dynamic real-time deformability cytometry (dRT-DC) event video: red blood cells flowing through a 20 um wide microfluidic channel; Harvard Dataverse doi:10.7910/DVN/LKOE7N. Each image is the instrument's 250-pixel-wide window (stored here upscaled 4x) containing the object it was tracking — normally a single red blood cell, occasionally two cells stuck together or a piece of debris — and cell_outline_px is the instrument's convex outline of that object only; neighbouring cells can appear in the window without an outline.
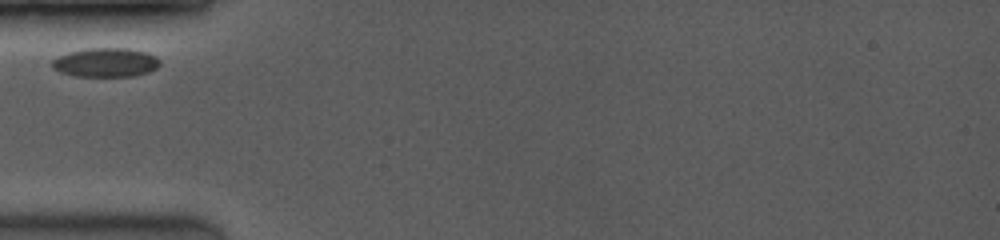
{"species": "common noctule bat (a hibernating species)", "species_latin": "Nyctalus noctula", "temperature_condition": "room temperature", "stored_images_in_passage": 14, "camera_frame_rate_fps": 3500, "um_per_image_px": 0.085, "animal": {"sex": "female", "body_mass_g": 19.0, "forearm_length_mm": 53.3}, "frame": {"image": 1, "passage_image": 1, "time_ms": 0.0, "image_size_px": [1000, 240], "cell_outline_px": [[160, 64], [156, 68], [148, 72], [136, 76], [72, 76], [60, 72], [52, 68], [52, 60], [68, 52], [88, 48], [128, 48], [144, 52], [156, 56], [160, 60]], "centroid_in_image_um": [8.98, 5.31], "position_along_channel_um": 76.0, "area_um2": 18.26}}